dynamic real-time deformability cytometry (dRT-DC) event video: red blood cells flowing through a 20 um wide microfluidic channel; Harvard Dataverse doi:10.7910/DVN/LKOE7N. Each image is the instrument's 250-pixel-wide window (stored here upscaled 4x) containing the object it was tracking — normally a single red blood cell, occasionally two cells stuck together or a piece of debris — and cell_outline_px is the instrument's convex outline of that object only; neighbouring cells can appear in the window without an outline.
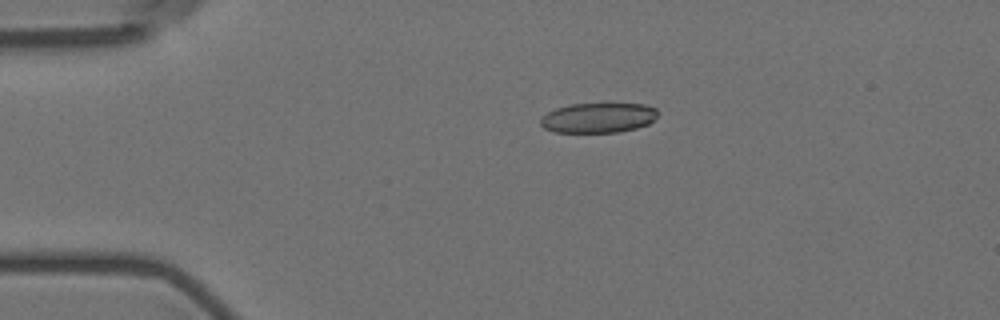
{"species": "Egyptian fruit bat (a non-hibernating species)", "species_latin": "Rousettus aegyptiacus", "temperature_condition": "room temperature", "stored_images_in_passage": 6, "camera_frame_rate_fps": 3000, "um_per_image_px": 0.085, "animal": {"sex": "female"}, "frame": {"image": 1, "passage_image": 4, "time_ms": 3.667, "image_size_px": [1000, 320], "cell_outline_px": [[656, 116], [648, 124], [636, 128], [616, 132], [556, 132], [544, 128], [540, 124], [540, 116], [556, 108], [572, 104], [644, 104], [656, 108]], "centroid_in_image_um": [50.81, 10.01], "position_along_channel_um": 34.2, "area_um2": 20.29}}
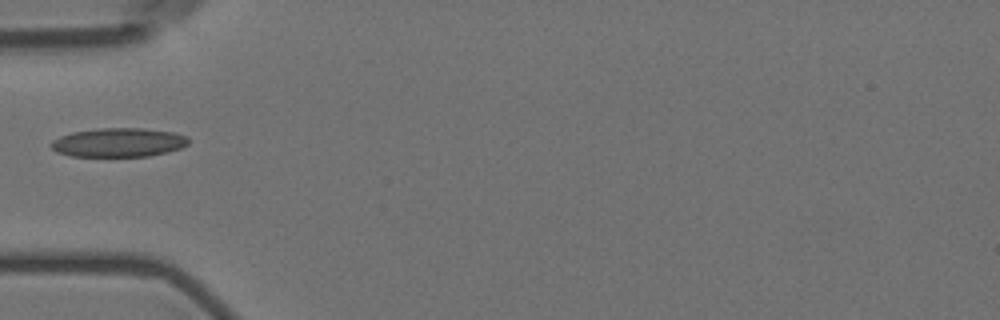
{"frame": {"image": 2, "passage_image": 6, "time_ms": 6.0, "image_size_px": [1000, 320], "cell_outline_px": [[188, 144], [180, 148], [168, 152], [148, 156], [72, 156], [56, 152], [48, 144], [52, 140], [60, 136], [72, 132], [100, 128], [144, 128], [172, 132], [188, 136]], "centroid_in_image_um": [10.06, 12.1], "position_along_channel_um": 74.9, "area_um2": 23.24}}